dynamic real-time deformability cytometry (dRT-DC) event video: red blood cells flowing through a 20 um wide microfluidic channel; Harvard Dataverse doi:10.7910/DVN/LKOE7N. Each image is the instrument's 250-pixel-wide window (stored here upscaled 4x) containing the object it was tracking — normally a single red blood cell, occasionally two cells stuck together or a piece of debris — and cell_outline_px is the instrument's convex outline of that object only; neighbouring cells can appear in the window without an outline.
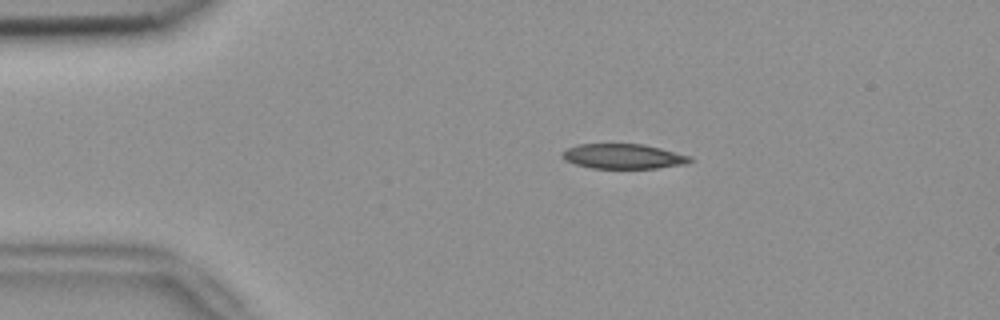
{"species": "common noctule bat (a hibernating species)", "species_latin": "Nyctalus noctula", "temperature_condition": "room temperature", "stored_images_in_passage": 46, "camera_frame_rate_fps": 3000, "um_per_image_px": 0.085, "animal": {"sex": "female", "body_mass_g": 18.4}, "frame": {"image": 1, "passage_image": 3, "time_ms": 0.667, "image_size_px": [1000, 320], "cell_outline_px": [[692, 160], [688, 164], [656, 168], [592, 168], [576, 164], [560, 156], [560, 152], [576, 144], [644, 144], [692, 156]], "centroid_in_image_um": [53.0, 13.28], "position_along_channel_um": 32.0, "area_um2": 18.55}}
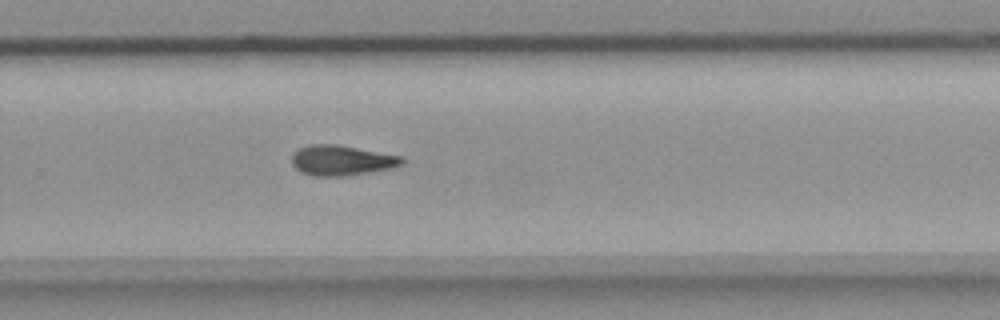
{"frame": {"image": 2, "passage_image": 28, "time_ms": 9.0, "image_size_px": [1000, 320], "cell_outline_px": [[404, 164], [396, 168], [344, 176], [312, 176], [300, 172], [292, 164], [292, 152], [296, 148], [308, 144], [336, 144], [404, 156]], "centroid_in_image_um": [29.05, 13.63], "position_along_channel_um": 300.8, "area_um2": 19.88}}
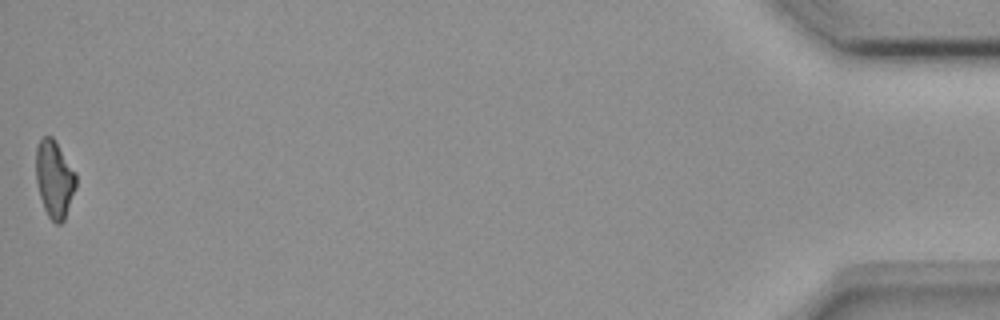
{"frame": {"image": 3, "passage_image": 46, "time_ms": 15.0, "image_size_px": [1000, 320], "cell_outline_px": [[76, 188], [64, 220], [60, 224], [56, 224], [48, 216], [44, 208], [40, 196], [36, 180], [36, 148], [40, 140], [44, 136], [52, 136], [76, 172]], "centroid_in_image_um": [4.63, 15.22], "position_along_channel_um": 430.6, "area_um2": 17.98}, "authors_computed_cell_mechanics": {"area_um2": 19.3052, "velocity_mm_per_s": 3.7806, "shape_relaxation_time_tau1_ms": 9.753, "shape_relaxation_time_tau2_ms": null, "deformation_change_tau1": 0.2164, "deformation_change_tau2": null}}